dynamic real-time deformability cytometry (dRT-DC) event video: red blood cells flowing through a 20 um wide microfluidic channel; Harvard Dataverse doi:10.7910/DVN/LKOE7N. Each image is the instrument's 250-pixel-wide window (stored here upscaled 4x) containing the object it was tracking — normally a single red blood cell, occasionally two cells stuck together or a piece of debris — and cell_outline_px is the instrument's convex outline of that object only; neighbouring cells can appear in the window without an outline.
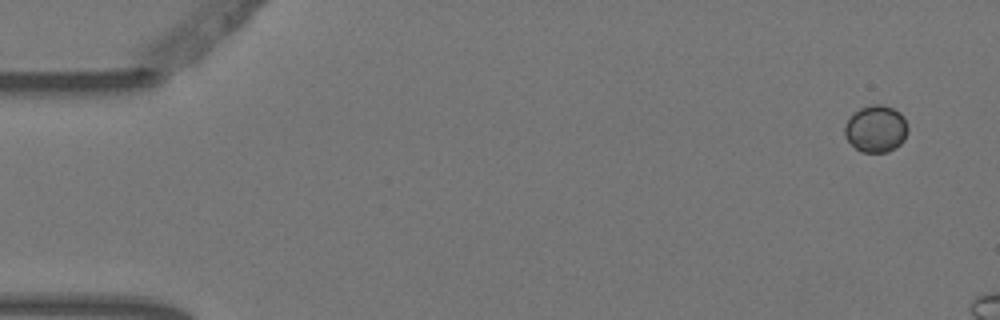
{"species": "Egyptian fruit bat (a non-hibernating species)", "species_latin": "Rousettus aegyptiacus", "temperature_condition": "warm", "stored_images_in_passage": 4, "camera_frame_rate_fps": 3000, "um_per_image_px": 0.085, "animal": {"sex": "female"}, "frame": {"image": 1, "passage_image": 1, "time_ms": 0.0, "image_size_px": [1000, 320], "cell_outline_px": [[908, 132], [904, 140], [896, 148], [888, 152], [860, 152], [844, 136], [844, 124], [852, 112], [860, 108], [872, 104], [884, 104], [900, 112], [904, 116], [908, 128]], "centroid_in_image_um": [74.45, 10.93], "position_along_channel_um": 10.6, "area_um2": 17.63}}